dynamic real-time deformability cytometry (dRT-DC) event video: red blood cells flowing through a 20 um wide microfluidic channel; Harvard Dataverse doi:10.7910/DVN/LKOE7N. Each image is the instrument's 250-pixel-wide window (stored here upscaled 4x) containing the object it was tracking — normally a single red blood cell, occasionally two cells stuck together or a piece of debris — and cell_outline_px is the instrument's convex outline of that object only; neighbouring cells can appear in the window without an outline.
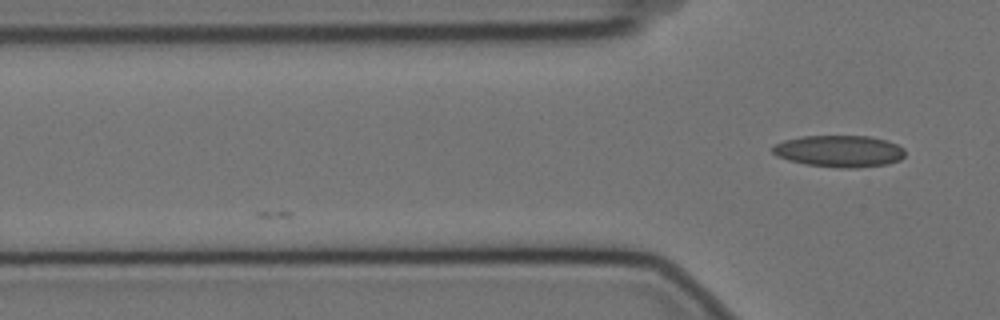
{"species": "Egyptian fruit bat (a non-hibernating species)", "species_latin": "Rousettus aegyptiacus", "temperature_condition": "cold", "stored_images_in_passage": 5, "camera_frame_rate_fps": 3000, "um_per_image_px": 0.085, "animal": {"sex": "female"}, "frame": {"image": 1, "passage_image": 5, "time_ms": 1.333, "image_size_px": [1000, 320], "cell_outline_px": [[904, 156], [900, 160], [888, 164], [856, 168], [840, 168], [804, 164], [788, 160], [776, 156], [772, 152], [772, 148], [776, 144], [784, 140], [804, 136], [868, 136], [884, 140], [896, 144], [904, 148]], "centroid_in_image_um": [71.33, 12.86], "position_along_channel_um": 54.5, "area_um2": 24.51}}